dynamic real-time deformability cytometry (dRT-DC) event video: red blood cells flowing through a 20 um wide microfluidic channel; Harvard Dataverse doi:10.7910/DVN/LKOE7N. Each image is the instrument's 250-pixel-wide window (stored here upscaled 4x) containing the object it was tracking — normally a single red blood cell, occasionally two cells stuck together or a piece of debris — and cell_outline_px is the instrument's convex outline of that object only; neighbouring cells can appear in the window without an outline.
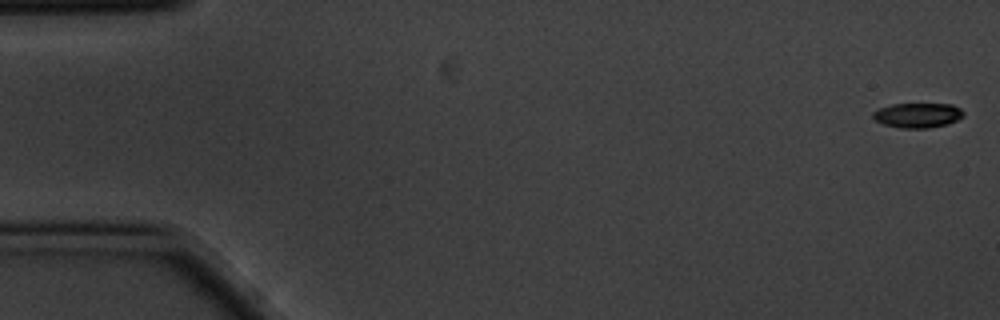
{"species": "common noctule bat (a hibernating species)", "species_latin": "Nyctalus noctula", "temperature_condition": "cold", "stored_images_in_passage": 5, "camera_frame_rate_fps": 3000, "um_per_image_px": 0.085, "animal": {"sex": "male", "body_mass_g": 20.1, "forearm_length_mm": 53.5}, "frame": {"image": 1, "passage_image": 1, "time_ms": 0.0, "image_size_px": [1000, 320], "cell_outline_px": [[964, 116], [948, 124], [928, 128], [900, 128], [884, 124], [876, 120], [872, 116], [872, 112], [880, 108], [892, 104], [952, 104], [960, 108], [964, 112]], "centroid_in_image_um": [78.02, 9.79], "position_along_channel_um": 7.0, "area_um2": 13.06}}
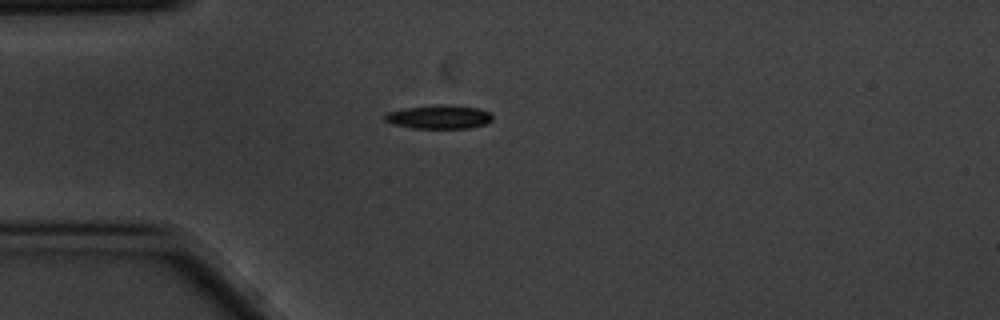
{"frame": {"image": 2, "passage_image": 5, "time_ms": 1.333, "image_size_px": [1000, 320], "cell_outline_px": [[492, 120], [484, 124], [468, 128], [412, 128], [392, 124], [384, 120], [384, 112], [404, 108], [436, 104], [476, 108], [488, 112], [492, 116]], "centroid_in_image_um": [37.23, 9.94], "position_along_channel_um": 47.8, "area_um2": 14.8}}